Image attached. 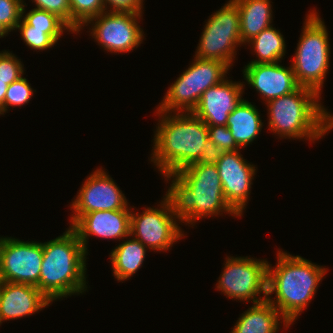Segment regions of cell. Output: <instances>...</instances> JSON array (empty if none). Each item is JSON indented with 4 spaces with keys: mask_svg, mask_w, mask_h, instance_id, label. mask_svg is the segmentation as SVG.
<instances>
[{
    "mask_svg": "<svg viewBox=\"0 0 333 333\" xmlns=\"http://www.w3.org/2000/svg\"><path fill=\"white\" fill-rule=\"evenodd\" d=\"M128 206L120 210L95 211L82 215L71 228L76 232L84 250L87 251L88 237L123 239L130 236V214Z\"/></svg>",
    "mask_w": 333,
    "mask_h": 333,
    "instance_id": "e0dca14e",
    "label": "cell"
},
{
    "mask_svg": "<svg viewBox=\"0 0 333 333\" xmlns=\"http://www.w3.org/2000/svg\"><path fill=\"white\" fill-rule=\"evenodd\" d=\"M209 139L216 147H219L224 152L236 151L241 148L236 144L231 131L227 126L207 125Z\"/></svg>",
    "mask_w": 333,
    "mask_h": 333,
    "instance_id": "f546056e",
    "label": "cell"
},
{
    "mask_svg": "<svg viewBox=\"0 0 333 333\" xmlns=\"http://www.w3.org/2000/svg\"><path fill=\"white\" fill-rule=\"evenodd\" d=\"M141 16L142 13L129 11H104L82 27L93 23L90 35L98 44L108 52L121 54L136 49L142 43L144 33L138 25Z\"/></svg>",
    "mask_w": 333,
    "mask_h": 333,
    "instance_id": "8fae6325",
    "label": "cell"
},
{
    "mask_svg": "<svg viewBox=\"0 0 333 333\" xmlns=\"http://www.w3.org/2000/svg\"><path fill=\"white\" fill-rule=\"evenodd\" d=\"M216 284L228 298L253 304L267 299L268 261L251 257H227ZM260 298L258 297L259 295ZM264 296V297H263Z\"/></svg>",
    "mask_w": 333,
    "mask_h": 333,
    "instance_id": "9c48e42d",
    "label": "cell"
},
{
    "mask_svg": "<svg viewBox=\"0 0 333 333\" xmlns=\"http://www.w3.org/2000/svg\"><path fill=\"white\" fill-rule=\"evenodd\" d=\"M280 323L285 328L290 327L281 313L266 299L248 308L238 318L231 333H277Z\"/></svg>",
    "mask_w": 333,
    "mask_h": 333,
    "instance_id": "d6986e66",
    "label": "cell"
},
{
    "mask_svg": "<svg viewBox=\"0 0 333 333\" xmlns=\"http://www.w3.org/2000/svg\"><path fill=\"white\" fill-rule=\"evenodd\" d=\"M123 241L110 253L113 274L117 281H125L143 265L146 246L135 238Z\"/></svg>",
    "mask_w": 333,
    "mask_h": 333,
    "instance_id": "7402d4cb",
    "label": "cell"
},
{
    "mask_svg": "<svg viewBox=\"0 0 333 333\" xmlns=\"http://www.w3.org/2000/svg\"><path fill=\"white\" fill-rule=\"evenodd\" d=\"M50 301L37 287L0 281L1 322L26 317L49 306Z\"/></svg>",
    "mask_w": 333,
    "mask_h": 333,
    "instance_id": "ac0fdd59",
    "label": "cell"
},
{
    "mask_svg": "<svg viewBox=\"0 0 333 333\" xmlns=\"http://www.w3.org/2000/svg\"><path fill=\"white\" fill-rule=\"evenodd\" d=\"M239 151L224 152L215 165L227 203L242 216L249 200L256 169L242 157Z\"/></svg>",
    "mask_w": 333,
    "mask_h": 333,
    "instance_id": "5bb4252c",
    "label": "cell"
},
{
    "mask_svg": "<svg viewBox=\"0 0 333 333\" xmlns=\"http://www.w3.org/2000/svg\"><path fill=\"white\" fill-rule=\"evenodd\" d=\"M32 2L35 3V8L55 14L71 28L69 0H32Z\"/></svg>",
    "mask_w": 333,
    "mask_h": 333,
    "instance_id": "4dcf8cb0",
    "label": "cell"
},
{
    "mask_svg": "<svg viewBox=\"0 0 333 333\" xmlns=\"http://www.w3.org/2000/svg\"><path fill=\"white\" fill-rule=\"evenodd\" d=\"M243 75L248 86L256 89L266 103L290 94L299 87L292 66L285 68L279 62L248 63Z\"/></svg>",
    "mask_w": 333,
    "mask_h": 333,
    "instance_id": "2e32d148",
    "label": "cell"
},
{
    "mask_svg": "<svg viewBox=\"0 0 333 333\" xmlns=\"http://www.w3.org/2000/svg\"><path fill=\"white\" fill-rule=\"evenodd\" d=\"M16 29L20 30V34L24 40V43L34 50L49 49L57 43V41L49 34L46 33V29H32L31 25H28L23 19L20 20Z\"/></svg>",
    "mask_w": 333,
    "mask_h": 333,
    "instance_id": "484cf974",
    "label": "cell"
},
{
    "mask_svg": "<svg viewBox=\"0 0 333 333\" xmlns=\"http://www.w3.org/2000/svg\"><path fill=\"white\" fill-rule=\"evenodd\" d=\"M69 4L71 29L74 33L80 32L88 20L106 11L103 0H69Z\"/></svg>",
    "mask_w": 333,
    "mask_h": 333,
    "instance_id": "d4e9b609",
    "label": "cell"
},
{
    "mask_svg": "<svg viewBox=\"0 0 333 333\" xmlns=\"http://www.w3.org/2000/svg\"><path fill=\"white\" fill-rule=\"evenodd\" d=\"M277 255L276 267L268 263L267 300L291 325L315 296L327 269L299 255L281 250Z\"/></svg>",
    "mask_w": 333,
    "mask_h": 333,
    "instance_id": "3957f363",
    "label": "cell"
},
{
    "mask_svg": "<svg viewBox=\"0 0 333 333\" xmlns=\"http://www.w3.org/2000/svg\"><path fill=\"white\" fill-rule=\"evenodd\" d=\"M230 68L218 60L194 57V62L170 85L157 110L192 112L202 94L225 79Z\"/></svg>",
    "mask_w": 333,
    "mask_h": 333,
    "instance_id": "52a82bcc",
    "label": "cell"
},
{
    "mask_svg": "<svg viewBox=\"0 0 333 333\" xmlns=\"http://www.w3.org/2000/svg\"><path fill=\"white\" fill-rule=\"evenodd\" d=\"M23 67L22 62L13 53L6 50L0 52V79L7 85L24 75Z\"/></svg>",
    "mask_w": 333,
    "mask_h": 333,
    "instance_id": "f1b7e54d",
    "label": "cell"
},
{
    "mask_svg": "<svg viewBox=\"0 0 333 333\" xmlns=\"http://www.w3.org/2000/svg\"><path fill=\"white\" fill-rule=\"evenodd\" d=\"M8 85L5 81L0 79V115L4 114V98L6 95Z\"/></svg>",
    "mask_w": 333,
    "mask_h": 333,
    "instance_id": "836d02e7",
    "label": "cell"
},
{
    "mask_svg": "<svg viewBox=\"0 0 333 333\" xmlns=\"http://www.w3.org/2000/svg\"><path fill=\"white\" fill-rule=\"evenodd\" d=\"M241 44L239 9L229 0L206 22L195 57L218 60L230 68L236 55V47Z\"/></svg>",
    "mask_w": 333,
    "mask_h": 333,
    "instance_id": "ba28073f",
    "label": "cell"
},
{
    "mask_svg": "<svg viewBox=\"0 0 333 333\" xmlns=\"http://www.w3.org/2000/svg\"><path fill=\"white\" fill-rule=\"evenodd\" d=\"M34 90L31 88L27 79L23 76L12 82L7 87L6 95L4 98V113L8 110V106H22L29 103L32 98Z\"/></svg>",
    "mask_w": 333,
    "mask_h": 333,
    "instance_id": "4316f807",
    "label": "cell"
},
{
    "mask_svg": "<svg viewBox=\"0 0 333 333\" xmlns=\"http://www.w3.org/2000/svg\"><path fill=\"white\" fill-rule=\"evenodd\" d=\"M315 11L306 16L291 66L299 86L321 95L330 65V44L324 21Z\"/></svg>",
    "mask_w": 333,
    "mask_h": 333,
    "instance_id": "8992f818",
    "label": "cell"
},
{
    "mask_svg": "<svg viewBox=\"0 0 333 333\" xmlns=\"http://www.w3.org/2000/svg\"><path fill=\"white\" fill-rule=\"evenodd\" d=\"M242 82L224 79L208 88L191 112L206 125L226 126L229 114L242 100L244 92Z\"/></svg>",
    "mask_w": 333,
    "mask_h": 333,
    "instance_id": "9a60e30c",
    "label": "cell"
},
{
    "mask_svg": "<svg viewBox=\"0 0 333 333\" xmlns=\"http://www.w3.org/2000/svg\"><path fill=\"white\" fill-rule=\"evenodd\" d=\"M254 49L258 59L249 63H274L280 62L285 56V39L281 32L274 27L262 30L257 36L247 42Z\"/></svg>",
    "mask_w": 333,
    "mask_h": 333,
    "instance_id": "603a6c76",
    "label": "cell"
},
{
    "mask_svg": "<svg viewBox=\"0 0 333 333\" xmlns=\"http://www.w3.org/2000/svg\"><path fill=\"white\" fill-rule=\"evenodd\" d=\"M23 3V0H0V24L8 33L20 22Z\"/></svg>",
    "mask_w": 333,
    "mask_h": 333,
    "instance_id": "83f0119b",
    "label": "cell"
},
{
    "mask_svg": "<svg viewBox=\"0 0 333 333\" xmlns=\"http://www.w3.org/2000/svg\"><path fill=\"white\" fill-rule=\"evenodd\" d=\"M162 200L160 209L149 207L142 214L131 210L130 236L147 249L167 251L184 236L169 201L165 197Z\"/></svg>",
    "mask_w": 333,
    "mask_h": 333,
    "instance_id": "30bf717a",
    "label": "cell"
},
{
    "mask_svg": "<svg viewBox=\"0 0 333 333\" xmlns=\"http://www.w3.org/2000/svg\"><path fill=\"white\" fill-rule=\"evenodd\" d=\"M26 3L23 4L22 17L32 29H46V33L51 35L57 42L63 34V31H72V29L58 16L45 10L37 8L32 9L28 13L25 12ZM26 13V15L24 14Z\"/></svg>",
    "mask_w": 333,
    "mask_h": 333,
    "instance_id": "cb8c5ba5",
    "label": "cell"
},
{
    "mask_svg": "<svg viewBox=\"0 0 333 333\" xmlns=\"http://www.w3.org/2000/svg\"><path fill=\"white\" fill-rule=\"evenodd\" d=\"M320 99L316 91L299 86L292 93L267 102L268 129L280 139L318 140L333 128V115Z\"/></svg>",
    "mask_w": 333,
    "mask_h": 333,
    "instance_id": "5b68a950",
    "label": "cell"
},
{
    "mask_svg": "<svg viewBox=\"0 0 333 333\" xmlns=\"http://www.w3.org/2000/svg\"><path fill=\"white\" fill-rule=\"evenodd\" d=\"M86 254L70 226L63 235L43 243L39 290L52 302L86 291Z\"/></svg>",
    "mask_w": 333,
    "mask_h": 333,
    "instance_id": "277c9868",
    "label": "cell"
},
{
    "mask_svg": "<svg viewBox=\"0 0 333 333\" xmlns=\"http://www.w3.org/2000/svg\"><path fill=\"white\" fill-rule=\"evenodd\" d=\"M156 111L161 120L154 132L151 161L162 175L175 174L200 159L208 128L191 112Z\"/></svg>",
    "mask_w": 333,
    "mask_h": 333,
    "instance_id": "7a4b0ae2",
    "label": "cell"
},
{
    "mask_svg": "<svg viewBox=\"0 0 333 333\" xmlns=\"http://www.w3.org/2000/svg\"><path fill=\"white\" fill-rule=\"evenodd\" d=\"M224 151L216 147L214 143L208 138L204 144L203 152L200 159L193 164H216L222 157Z\"/></svg>",
    "mask_w": 333,
    "mask_h": 333,
    "instance_id": "d6a6232c",
    "label": "cell"
},
{
    "mask_svg": "<svg viewBox=\"0 0 333 333\" xmlns=\"http://www.w3.org/2000/svg\"><path fill=\"white\" fill-rule=\"evenodd\" d=\"M43 243L0 237V281L39 289Z\"/></svg>",
    "mask_w": 333,
    "mask_h": 333,
    "instance_id": "7c38bea8",
    "label": "cell"
},
{
    "mask_svg": "<svg viewBox=\"0 0 333 333\" xmlns=\"http://www.w3.org/2000/svg\"><path fill=\"white\" fill-rule=\"evenodd\" d=\"M263 124L256 106L242 99L229 114L226 126L231 131L236 144L242 149L256 139Z\"/></svg>",
    "mask_w": 333,
    "mask_h": 333,
    "instance_id": "ffe728a7",
    "label": "cell"
},
{
    "mask_svg": "<svg viewBox=\"0 0 333 333\" xmlns=\"http://www.w3.org/2000/svg\"><path fill=\"white\" fill-rule=\"evenodd\" d=\"M172 179L165 198L179 223L193 224L200 218L229 213L240 216L226 201L215 164H190L175 174H164Z\"/></svg>",
    "mask_w": 333,
    "mask_h": 333,
    "instance_id": "6da1fadb",
    "label": "cell"
},
{
    "mask_svg": "<svg viewBox=\"0 0 333 333\" xmlns=\"http://www.w3.org/2000/svg\"><path fill=\"white\" fill-rule=\"evenodd\" d=\"M239 9L240 37L243 44L272 26L270 0H232ZM271 24V25H270Z\"/></svg>",
    "mask_w": 333,
    "mask_h": 333,
    "instance_id": "44dd1931",
    "label": "cell"
},
{
    "mask_svg": "<svg viewBox=\"0 0 333 333\" xmlns=\"http://www.w3.org/2000/svg\"><path fill=\"white\" fill-rule=\"evenodd\" d=\"M77 194L70 205L74 211L70 227L86 213L120 210L129 205L120 188L102 168L96 169L87 177Z\"/></svg>",
    "mask_w": 333,
    "mask_h": 333,
    "instance_id": "4fadbf2b",
    "label": "cell"
},
{
    "mask_svg": "<svg viewBox=\"0 0 333 333\" xmlns=\"http://www.w3.org/2000/svg\"><path fill=\"white\" fill-rule=\"evenodd\" d=\"M103 2L106 11H129L132 13H142L144 5L143 0H103Z\"/></svg>",
    "mask_w": 333,
    "mask_h": 333,
    "instance_id": "1f68e13d",
    "label": "cell"
},
{
    "mask_svg": "<svg viewBox=\"0 0 333 333\" xmlns=\"http://www.w3.org/2000/svg\"><path fill=\"white\" fill-rule=\"evenodd\" d=\"M7 34H9L5 29L4 27L0 24V38L4 37V36H7Z\"/></svg>",
    "mask_w": 333,
    "mask_h": 333,
    "instance_id": "e575fe53",
    "label": "cell"
}]
</instances>
